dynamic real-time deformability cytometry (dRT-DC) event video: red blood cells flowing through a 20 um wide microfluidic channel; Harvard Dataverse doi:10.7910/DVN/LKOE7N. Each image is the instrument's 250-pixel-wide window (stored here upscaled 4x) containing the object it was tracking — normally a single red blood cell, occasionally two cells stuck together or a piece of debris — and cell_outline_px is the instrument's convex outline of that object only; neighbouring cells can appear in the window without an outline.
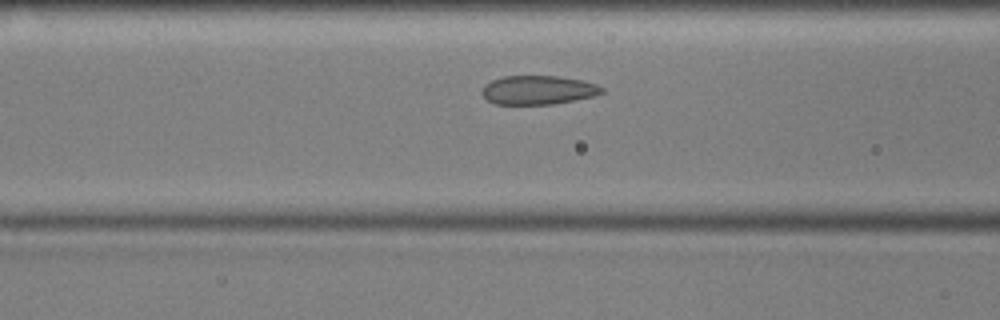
{"species": "common noctule bat (a hibernating species)", "species_latin": "Nyctalus noctula", "temperature_condition": "cold", "stored_images_in_passage": 37, "camera_frame_rate_fps": 3000, "um_per_image_px": 0.085, "animal": {"sex": "male", "body_mass_g": 17.9, "forearm_length_mm": 54.2}, "frame": {"image": 1, "passage_image": 13, "time_ms": 4.0, "image_size_px": [1000, 320], "cell_outline_px": [[604, 92], [596, 96], [552, 104], [496, 104], [488, 100], [480, 92], [484, 84], [492, 80], [504, 76], [556, 76], [584, 80], [596, 84], [604, 88]], "centroid_in_image_um": [45.76, 7.65], "position_along_channel_um": 120.8, "area_um2": 20.29}}
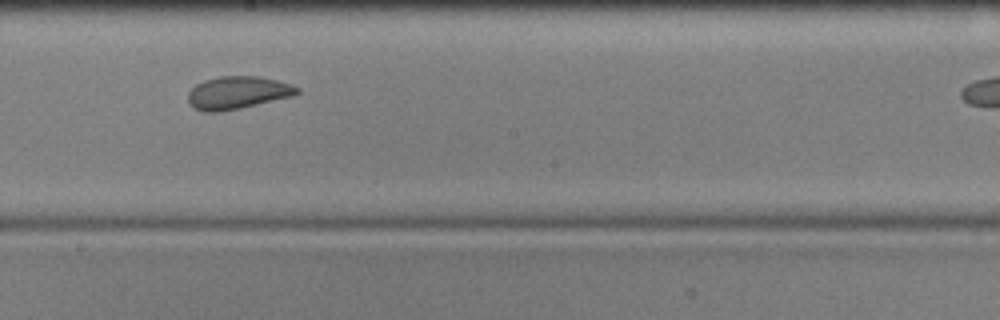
{"frame": {"image": 2, "passage_image": 22, "time_ms": 7.0, "image_size_px": [1000, 320], "cell_outline_px": [[300, 92], [292, 96], [240, 108], [220, 112], [204, 112], [192, 108], [188, 104], [188, 92], [196, 84], [204, 80], [220, 76], [256, 76], [276, 80], [300, 88]], "centroid_in_image_um": [20.14, 7.89], "position_along_channel_um": 228.1, "area_um2": 20.75}}
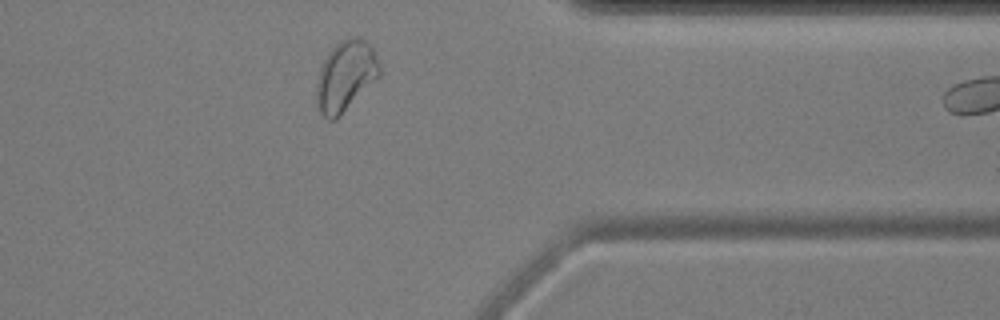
{"frame": {"image": 3, "passage_image": 36, "time_ms": 11.667, "image_size_px": [1000, 320], "cell_outline_px": [[380, 76], [336, 120], [328, 120], [320, 112], [316, 104], [316, 84], [320, 68], [328, 52], [340, 40], [348, 36], [356, 36], [364, 40], [372, 48], [380, 68]], "centroid_in_image_um": [29.35, 6.47], "position_along_channel_um": 382.0, "area_um2": 25.89}}